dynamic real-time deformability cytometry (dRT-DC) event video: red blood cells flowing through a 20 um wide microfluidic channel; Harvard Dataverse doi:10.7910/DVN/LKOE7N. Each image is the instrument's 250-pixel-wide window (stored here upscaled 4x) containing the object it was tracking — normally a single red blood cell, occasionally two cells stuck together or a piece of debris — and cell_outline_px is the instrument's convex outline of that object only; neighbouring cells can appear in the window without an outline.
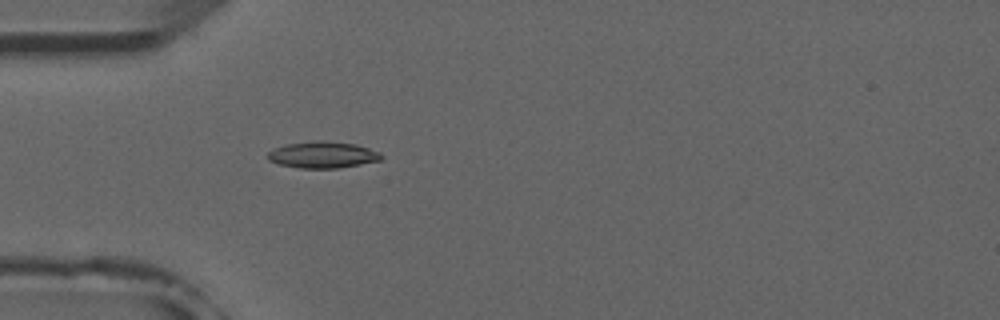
{"species": "common noctule bat (a hibernating species)", "species_latin": "Nyctalus noctula", "temperature_condition": "room temperature", "stored_images_in_passage": 4, "camera_frame_rate_fps": 3000, "um_per_image_px": 0.085, "animal": {"sex": "male", "forearm_length_mm": 52.5}, "frame": {"image": 1, "passage_image": 4, "time_ms": 3.667, "image_size_px": [1000, 320], "cell_outline_px": [[384, 156], [380, 160], [360, 164], [336, 168], [300, 168], [280, 164], [268, 160], [268, 152], [276, 148], [288, 144], [316, 140], [324, 140], [356, 144], [380, 152]], "centroid_in_image_um": [27.46, 13.15], "position_along_channel_um": 57.5, "area_um2": 17.4}}